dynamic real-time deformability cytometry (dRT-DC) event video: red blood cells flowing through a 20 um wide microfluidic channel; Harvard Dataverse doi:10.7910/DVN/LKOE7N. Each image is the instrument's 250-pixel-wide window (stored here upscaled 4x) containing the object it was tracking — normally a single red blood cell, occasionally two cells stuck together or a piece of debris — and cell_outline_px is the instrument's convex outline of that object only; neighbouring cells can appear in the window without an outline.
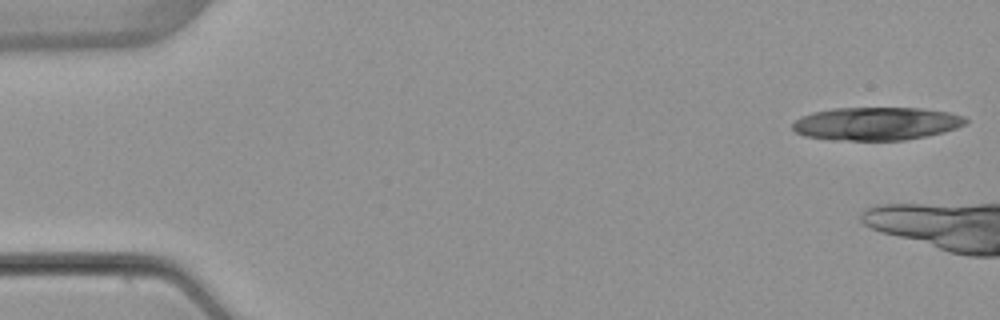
{"species": "common noctule bat (a hibernating species)", "species_latin": "Nyctalus noctula", "temperature_condition": "warm", "stored_images_in_passage": 5, "camera_frame_rate_fps": 3000, "um_per_image_px": 0.085, "animal": {"sex": "female", "body_mass_g": 22.7, "forearm_length_mm": 54.2}, "frame": {"image": 1, "passage_image": 1, "time_ms": 0.0, "image_size_px": [1000, 320], "cell_outline_px": [[968, 120], [964, 124], [956, 128], [944, 132], [904, 140], [828, 140], [804, 136], [796, 132], [792, 128], [792, 124], [800, 116], [812, 112], [832, 108], [924, 108], [948, 112], [964, 116]], "centroid_in_image_um": [74.45, 10.51], "position_along_channel_um": 10.5, "area_um2": 33.52}}